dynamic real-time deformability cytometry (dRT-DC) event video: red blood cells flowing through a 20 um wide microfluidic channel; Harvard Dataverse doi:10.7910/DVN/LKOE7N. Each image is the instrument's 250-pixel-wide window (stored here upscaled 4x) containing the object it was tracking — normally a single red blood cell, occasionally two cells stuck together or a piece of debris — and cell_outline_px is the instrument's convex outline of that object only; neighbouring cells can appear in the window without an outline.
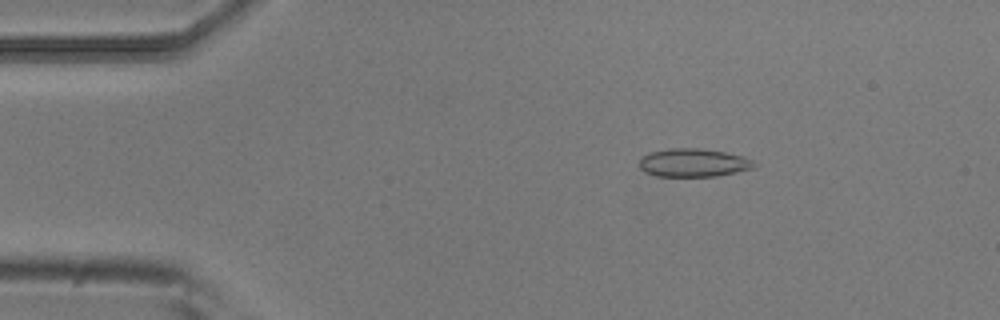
{"species": "common noctule bat (a hibernating species)", "species_latin": "Nyctalus noctula", "temperature_condition": "room temperature", "stored_images_in_passage": 3, "camera_frame_rate_fps": 3000, "um_per_image_px": 0.085, "animal": {"sex": "male", "body_mass_g": 20.5, "forearm_length_mm": 52.5}, "frame": {"image": 1, "passage_image": 1, "time_ms": 0.0, "image_size_px": [1000, 320], "cell_outline_px": [[756, 164], [752, 168], [736, 172], [716, 176], [656, 176], [644, 172], [640, 168], [640, 156], [648, 152], [668, 148], [700, 148], [724, 152], [744, 156], [752, 160]], "centroid_in_image_um": [58.89, 13.82], "position_along_channel_um": 26.1, "area_um2": 19.02}}
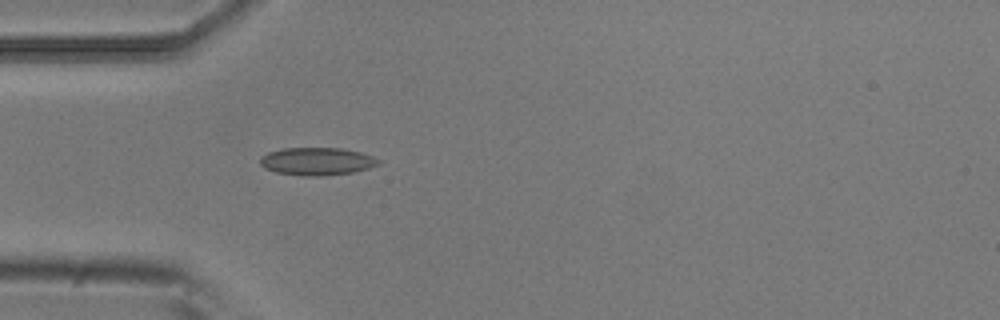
{"frame": {"image": 2, "passage_image": 3, "time_ms": 0.667, "image_size_px": [1000, 320], "cell_outline_px": [[380, 164], [368, 168], [352, 172], [324, 176], [304, 176], [276, 172], [264, 168], [260, 164], [260, 156], [268, 152], [284, 148], [340, 148], [360, 152], [372, 156], [380, 160]], "centroid_in_image_um": [26.92, 13.71], "position_along_channel_um": 58.1, "area_um2": 19.13}}